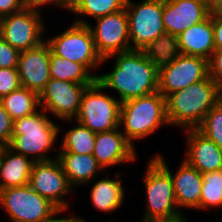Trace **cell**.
Returning <instances> with one entry per match:
<instances>
[{
	"mask_svg": "<svg viewBox=\"0 0 222 222\" xmlns=\"http://www.w3.org/2000/svg\"><path fill=\"white\" fill-rule=\"evenodd\" d=\"M110 58L114 69L96 80L104 89L117 91L121 103L158 91L160 53L129 50L103 58L102 63Z\"/></svg>",
	"mask_w": 222,
	"mask_h": 222,
	"instance_id": "cell-1",
	"label": "cell"
},
{
	"mask_svg": "<svg viewBox=\"0 0 222 222\" xmlns=\"http://www.w3.org/2000/svg\"><path fill=\"white\" fill-rule=\"evenodd\" d=\"M222 89L209 75L166 97L169 125L197 129L207 113L220 101Z\"/></svg>",
	"mask_w": 222,
	"mask_h": 222,
	"instance_id": "cell-2",
	"label": "cell"
},
{
	"mask_svg": "<svg viewBox=\"0 0 222 222\" xmlns=\"http://www.w3.org/2000/svg\"><path fill=\"white\" fill-rule=\"evenodd\" d=\"M130 50L161 53L171 44L163 25L164 0H127Z\"/></svg>",
	"mask_w": 222,
	"mask_h": 222,
	"instance_id": "cell-3",
	"label": "cell"
},
{
	"mask_svg": "<svg viewBox=\"0 0 222 222\" xmlns=\"http://www.w3.org/2000/svg\"><path fill=\"white\" fill-rule=\"evenodd\" d=\"M59 133V126L41 108L31 115L14 120L12 138L7 147L17 154L28 158L31 156L33 162L52 160L46 153L52 150Z\"/></svg>",
	"mask_w": 222,
	"mask_h": 222,
	"instance_id": "cell-4",
	"label": "cell"
},
{
	"mask_svg": "<svg viewBox=\"0 0 222 222\" xmlns=\"http://www.w3.org/2000/svg\"><path fill=\"white\" fill-rule=\"evenodd\" d=\"M163 125H169L166 98L158 91L121 103L120 127L123 126V134L133 145L136 139L152 135Z\"/></svg>",
	"mask_w": 222,
	"mask_h": 222,
	"instance_id": "cell-5",
	"label": "cell"
},
{
	"mask_svg": "<svg viewBox=\"0 0 222 222\" xmlns=\"http://www.w3.org/2000/svg\"><path fill=\"white\" fill-rule=\"evenodd\" d=\"M208 75L206 58L181 54L168 48L160 53L158 92L166 98L169 94L187 88Z\"/></svg>",
	"mask_w": 222,
	"mask_h": 222,
	"instance_id": "cell-6",
	"label": "cell"
},
{
	"mask_svg": "<svg viewBox=\"0 0 222 222\" xmlns=\"http://www.w3.org/2000/svg\"><path fill=\"white\" fill-rule=\"evenodd\" d=\"M144 175L147 199L142 219H172L182 216L175 199L172 177L154 157L149 160Z\"/></svg>",
	"mask_w": 222,
	"mask_h": 222,
	"instance_id": "cell-7",
	"label": "cell"
},
{
	"mask_svg": "<svg viewBox=\"0 0 222 222\" xmlns=\"http://www.w3.org/2000/svg\"><path fill=\"white\" fill-rule=\"evenodd\" d=\"M104 87L95 80L87 86L75 121L83 124L94 133H101L120 127L121 102L102 93Z\"/></svg>",
	"mask_w": 222,
	"mask_h": 222,
	"instance_id": "cell-8",
	"label": "cell"
},
{
	"mask_svg": "<svg viewBox=\"0 0 222 222\" xmlns=\"http://www.w3.org/2000/svg\"><path fill=\"white\" fill-rule=\"evenodd\" d=\"M45 42L53 54L82 64L91 74L92 69L96 71L103 64L88 25L73 22L67 30Z\"/></svg>",
	"mask_w": 222,
	"mask_h": 222,
	"instance_id": "cell-9",
	"label": "cell"
},
{
	"mask_svg": "<svg viewBox=\"0 0 222 222\" xmlns=\"http://www.w3.org/2000/svg\"><path fill=\"white\" fill-rule=\"evenodd\" d=\"M0 205L12 222H41L58 210L29 184L0 190Z\"/></svg>",
	"mask_w": 222,
	"mask_h": 222,
	"instance_id": "cell-10",
	"label": "cell"
},
{
	"mask_svg": "<svg viewBox=\"0 0 222 222\" xmlns=\"http://www.w3.org/2000/svg\"><path fill=\"white\" fill-rule=\"evenodd\" d=\"M40 10L26 6L21 11L0 18V37L10 46L21 51L42 44L46 25Z\"/></svg>",
	"mask_w": 222,
	"mask_h": 222,
	"instance_id": "cell-11",
	"label": "cell"
},
{
	"mask_svg": "<svg viewBox=\"0 0 222 222\" xmlns=\"http://www.w3.org/2000/svg\"><path fill=\"white\" fill-rule=\"evenodd\" d=\"M29 185L38 194L48 199L58 209L69 210V203L64 197L74 192L58 159L34 162Z\"/></svg>",
	"mask_w": 222,
	"mask_h": 222,
	"instance_id": "cell-12",
	"label": "cell"
},
{
	"mask_svg": "<svg viewBox=\"0 0 222 222\" xmlns=\"http://www.w3.org/2000/svg\"><path fill=\"white\" fill-rule=\"evenodd\" d=\"M89 85L51 78L39 94L40 108L62 121H72L79 113L83 92Z\"/></svg>",
	"mask_w": 222,
	"mask_h": 222,
	"instance_id": "cell-13",
	"label": "cell"
},
{
	"mask_svg": "<svg viewBox=\"0 0 222 222\" xmlns=\"http://www.w3.org/2000/svg\"><path fill=\"white\" fill-rule=\"evenodd\" d=\"M93 28L87 24L101 58L130 50L129 25L126 9L96 18Z\"/></svg>",
	"mask_w": 222,
	"mask_h": 222,
	"instance_id": "cell-14",
	"label": "cell"
},
{
	"mask_svg": "<svg viewBox=\"0 0 222 222\" xmlns=\"http://www.w3.org/2000/svg\"><path fill=\"white\" fill-rule=\"evenodd\" d=\"M49 62L50 47L45 41L36 48L21 51L17 64L20 85L40 94L51 79Z\"/></svg>",
	"mask_w": 222,
	"mask_h": 222,
	"instance_id": "cell-15",
	"label": "cell"
},
{
	"mask_svg": "<svg viewBox=\"0 0 222 222\" xmlns=\"http://www.w3.org/2000/svg\"><path fill=\"white\" fill-rule=\"evenodd\" d=\"M208 16L209 8L196 0H164L163 25L170 41Z\"/></svg>",
	"mask_w": 222,
	"mask_h": 222,
	"instance_id": "cell-16",
	"label": "cell"
},
{
	"mask_svg": "<svg viewBox=\"0 0 222 222\" xmlns=\"http://www.w3.org/2000/svg\"><path fill=\"white\" fill-rule=\"evenodd\" d=\"M120 127L96 133L93 156L103 168L136 160L135 146L126 138Z\"/></svg>",
	"mask_w": 222,
	"mask_h": 222,
	"instance_id": "cell-17",
	"label": "cell"
},
{
	"mask_svg": "<svg viewBox=\"0 0 222 222\" xmlns=\"http://www.w3.org/2000/svg\"><path fill=\"white\" fill-rule=\"evenodd\" d=\"M171 175L174 195L178 209H200V197L203 185L202 173L189 165L185 160L181 162L176 173H172L161 155L153 156ZM174 174V175H173Z\"/></svg>",
	"mask_w": 222,
	"mask_h": 222,
	"instance_id": "cell-18",
	"label": "cell"
},
{
	"mask_svg": "<svg viewBox=\"0 0 222 222\" xmlns=\"http://www.w3.org/2000/svg\"><path fill=\"white\" fill-rule=\"evenodd\" d=\"M170 50L209 60L215 50L212 16L180 33L171 41Z\"/></svg>",
	"mask_w": 222,
	"mask_h": 222,
	"instance_id": "cell-19",
	"label": "cell"
},
{
	"mask_svg": "<svg viewBox=\"0 0 222 222\" xmlns=\"http://www.w3.org/2000/svg\"><path fill=\"white\" fill-rule=\"evenodd\" d=\"M184 160L202 174L222 170V150L198 129H187Z\"/></svg>",
	"mask_w": 222,
	"mask_h": 222,
	"instance_id": "cell-20",
	"label": "cell"
},
{
	"mask_svg": "<svg viewBox=\"0 0 222 222\" xmlns=\"http://www.w3.org/2000/svg\"><path fill=\"white\" fill-rule=\"evenodd\" d=\"M56 153L55 157L74 189L80 185L91 184L96 174L104 170L92 154H76L67 151H56Z\"/></svg>",
	"mask_w": 222,
	"mask_h": 222,
	"instance_id": "cell-21",
	"label": "cell"
},
{
	"mask_svg": "<svg viewBox=\"0 0 222 222\" xmlns=\"http://www.w3.org/2000/svg\"><path fill=\"white\" fill-rule=\"evenodd\" d=\"M32 159L0 147V190L29 184Z\"/></svg>",
	"mask_w": 222,
	"mask_h": 222,
	"instance_id": "cell-22",
	"label": "cell"
},
{
	"mask_svg": "<svg viewBox=\"0 0 222 222\" xmlns=\"http://www.w3.org/2000/svg\"><path fill=\"white\" fill-rule=\"evenodd\" d=\"M125 190L119 173L115 179L101 178L97 180L90 191L92 205L101 212H114L122 206Z\"/></svg>",
	"mask_w": 222,
	"mask_h": 222,
	"instance_id": "cell-23",
	"label": "cell"
},
{
	"mask_svg": "<svg viewBox=\"0 0 222 222\" xmlns=\"http://www.w3.org/2000/svg\"><path fill=\"white\" fill-rule=\"evenodd\" d=\"M50 78L79 84H92L98 74H91L82 64L53 54L50 50Z\"/></svg>",
	"mask_w": 222,
	"mask_h": 222,
	"instance_id": "cell-24",
	"label": "cell"
},
{
	"mask_svg": "<svg viewBox=\"0 0 222 222\" xmlns=\"http://www.w3.org/2000/svg\"><path fill=\"white\" fill-rule=\"evenodd\" d=\"M0 102L13 120L31 115L40 107L39 94L22 86L4 96Z\"/></svg>",
	"mask_w": 222,
	"mask_h": 222,
	"instance_id": "cell-25",
	"label": "cell"
},
{
	"mask_svg": "<svg viewBox=\"0 0 222 222\" xmlns=\"http://www.w3.org/2000/svg\"><path fill=\"white\" fill-rule=\"evenodd\" d=\"M74 123H77V126L68 129L65 135H63L59 151L76 154H93L96 133L78 121Z\"/></svg>",
	"mask_w": 222,
	"mask_h": 222,
	"instance_id": "cell-26",
	"label": "cell"
},
{
	"mask_svg": "<svg viewBox=\"0 0 222 222\" xmlns=\"http://www.w3.org/2000/svg\"><path fill=\"white\" fill-rule=\"evenodd\" d=\"M127 0H82L79 8L74 12L79 18L74 22L82 25H87L88 20L84 21L81 16L99 18L111 13L122 11L125 9Z\"/></svg>",
	"mask_w": 222,
	"mask_h": 222,
	"instance_id": "cell-27",
	"label": "cell"
},
{
	"mask_svg": "<svg viewBox=\"0 0 222 222\" xmlns=\"http://www.w3.org/2000/svg\"><path fill=\"white\" fill-rule=\"evenodd\" d=\"M200 209L222 207V170L202 174Z\"/></svg>",
	"mask_w": 222,
	"mask_h": 222,
	"instance_id": "cell-28",
	"label": "cell"
},
{
	"mask_svg": "<svg viewBox=\"0 0 222 222\" xmlns=\"http://www.w3.org/2000/svg\"><path fill=\"white\" fill-rule=\"evenodd\" d=\"M222 150V101L220 100L205 116L197 128Z\"/></svg>",
	"mask_w": 222,
	"mask_h": 222,
	"instance_id": "cell-29",
	"label": "cell"
},
{
	"mask_svg": "<svg viewBox=\"0 0 222 222\" xmlns=\"http://www.w3.org/2000/svg\"><path fill=\"white\" fill-rule=\"evenodd\" d=\"M19 87L21 85L17 68H0V99Z\"/></svg>",
	"mask_w": 222,
	"mask_h": 222,
	"instance_id": "cell-30",
	"label": "cell"
},
{
	"mask_svg": "<svg viewBox=\"0 0 222 222\" xmlns=\"http://www.w3.org/2000/svg\"><path fill=\"white\" fill-rule=\"evenodd\" d=\"M20 51L0 37V68H17Z\"/></svg>",
	"mask_w": 222,
	"mask_h": 222,
	"instance_id": "cell-31",
	"label": "cell"
},
{
	"mask_svg": "<svg viewBox=\"0 0 222 222\" xmlns=\"http://www.w3.org/2000/svg\"><path fill=\"white\" fill-rule=\"evenodd\" d=\"M13 122L14 120L0 102V147L9 145L12 138Z\"/></svg>",
	"mask_w": 222,
	"mask_h": 222,
	"instance_id": "cell-32",
	"label": "cell"
},
{
	"mask_svg": "<svg viewBox=\"0 0 222 222\" xmlns=\"http://www.w3.org/2000/svg\"><path fill=\"white\" fill-rule=\"evenodd\" d=\"M209 76L218 83L222 89V48H215L208 60Z\"/></svg>",
	"mask_w": 222,
	"mask_h": 222,
	"instance_id": "cell-33",
	"label": "cell"
},
{
	"mask_svg": "<svg viewBox=\"0 0 222 222\" xmlns=\"http://www.w3.org/2000/svg\"><path fill=\"white\" fill-rule=\"evenodd\" d=\"M26 7L25 0H0V18L21 11Z\"/></svg>",
	"mask_w": 222,
	"mask_h": 222,
	"instance_id": "cell-34",
	"label": "cell"
},
{
	"mask_svg": "<svg viewBox=\"0 0 222 222\" xmlns=\"http://www.w3.org/2000/svg\"><path fill=\"white\" fill-rule=\"evenodd\" d=\"M215 48H222V16H212Z\"/></svg>",
	"mask_w": 222,
	"mask_h": 222,
	"instance_id": "cell-35",
	"label": "cell"
},
{
	"mask_svg": "<svg viewBox=\"0 0 222 222\" xmlns=\"http://www.w3.org/2000/svg\"><path fill=\"white\" fill-rule=\"evenodd\" d=\"M67 211V209H58L56 212H54V214H52L49 218L47 219H44L43 221L41 222H79L80 221V216L77 217V216H70V217H63V218H59L56 217L57 215L63 213ZM54 217V218H53ZM56 217V218H55Z\"/></svg>",
	"mask_w": 222,
	"mask_h": 222,
	"instance_id": "cell-36",
	"label": "cell"
},
{
	"mask_svg": "<svg viewBox=\"0 0 222 222\" xmlns=\"http://www.w3.org/2000/svg\"><path fill=\"white\" fill-rule=\"evenodd\" d=\"M46 4H52L56 6V8L59 7V0H27L26 6L32 7L34 9H40V7H44Z\"/></svg>",
	"mask_w": 222,
	"mask_h": 222,
	"instance_id": "cell-37",
	"label": "cell"
},
{
	"mask_svg": "<svg viewBox=\"0 0 222 222\" xmlns=\"http://www.w3.org/2000/svg\"><path fill=\"white\" fill-rule=\"evenodd\" d=\"M81 2L82 0H59V7L66 8L74 13L79 8Z\"/></svg>",
	"mask_w": 222,
	"mask_h": 222,
	"instance_id": "cell-38",
	"label": "cell"
},
{
	"mask_svg": "<svg viewBox=\"0 0 222 222\" xmlns=\"http://www.w3.org/2000/svg\"><path fill=\"white\" fill-rule=\"evenodd\" d=\"M209 15L222 16V0H214L213 5L209 9Z\"/></svg>",
	"mask_w": 222,
	"mask_h": 222,
	"instance_id": "cell-39",
	"label": "cell"
},
{
	"mask_svg": "<svg viewBox=\"0 0 222 222\" xmlns=\"http://www.w3.org/2000/svg\"><path fill=\"white\" fill-rule=\"evenodd\" d=\"M140 222H188V221L182 215L172 219H142Z\"/></svg>",
	"mask_w": 222,
	"mask_h": 222,
	"instance_id": "cell-40",
	"label": "cell"
},
{
	"mask_svg": "<svg viewBox=\"0 0 222 222\" xmlns=\"http://www.w3.org/2000/svg\"><path fill=\"white\" fill-rule=\"evenodd\" d=\"M196 1L203 3L209 9L214 3V0H196Z\"/></svg>",
	"mask_w": 222,
	"mask_h": 222,
	"instance_id": "cell-41",
	"label": "cell"
},
{
	"mask_svg": "<svg viewBox=\"0 0 222 222\" xmlns=\"http://www.w3.org/2000/svg\"><path fill=\"white\" fill-rule=\"evenodd\" d=\"M79 222H86L85 219L82 217H80V221Z\"/></svg>",
	"mask_w": 222,
	"mask_h": 222,
	"instance_id": "cell-42",
	"label": "cell"
}]
</instances>
